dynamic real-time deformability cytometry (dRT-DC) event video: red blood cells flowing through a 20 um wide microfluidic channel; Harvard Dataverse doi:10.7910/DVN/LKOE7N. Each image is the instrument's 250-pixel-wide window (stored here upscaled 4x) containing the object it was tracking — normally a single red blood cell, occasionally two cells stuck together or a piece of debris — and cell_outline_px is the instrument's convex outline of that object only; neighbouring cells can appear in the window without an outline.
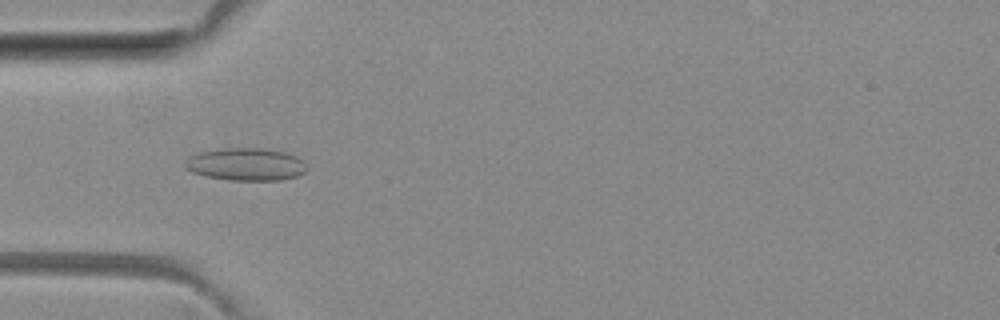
{"species": "common noctule bat (a hibernating species)", "species_latin": "Nyctalus noctula", "temperature_condition": "room temperature", "stored_images_in_passage": 4, "camera_frame_rate_fps": 3000, "um_per_image_px": 0.085, "animal": {"sex": "female", "body_mass_g": 29.2, "forearm_length_mm": 56.3}, "frame": {"image": 1, "passage_image": 4, "time_ms": 3.333, "image_size_px": [1000, 320], "cell_outline_px": [[308, 168], [304, 172], [296, 176], [280, 180], [228, 180], [208, 176], [192, 172], [184, 168], [184, 160], [188, 156], [196, 152], [224, 148], [264, 148], [284, 152], [296, 156]], "centroid_in_image_um": [20.84, 13.96], "position_along_channel_um": 64.2, "area_um2": 23.18}}